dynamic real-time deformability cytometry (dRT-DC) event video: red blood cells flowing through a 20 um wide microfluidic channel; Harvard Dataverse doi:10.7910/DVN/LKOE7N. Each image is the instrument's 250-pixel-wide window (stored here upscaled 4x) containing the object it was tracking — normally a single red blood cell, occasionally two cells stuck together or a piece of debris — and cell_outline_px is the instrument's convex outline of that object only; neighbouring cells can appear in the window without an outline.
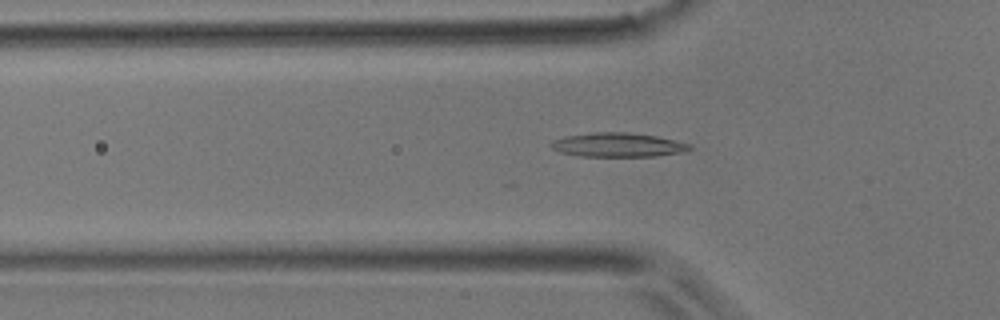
{"species": "common noctule bat (a hibernating species)", "species_latin": "Nyctalus noctula", "temperature_condition": "room temperature", "stored_images_in_passage": 36, "camera_frame_rate_fps": 3000, "um_per_image_px": 0.085, "animal": {"sex": "male", "body_mass_g": 17.9}, "frame": {"image": 1, "passage_image": 6, "time_ms": 1.667, "image_size_px": [1000, 320], "cell_outline_px": [[692, 148], [684, 152], [656, 156], [580, 156], [560, 152], [552, 148], [548, 144], [552, 140], [564, 136], [592, 132], [628, 132], [656, 136], [692, 144]], "centroid_in_image_um": [52.5, 12.31], "position_along_channel_um": 73.3, "area_um2": 19.59}}
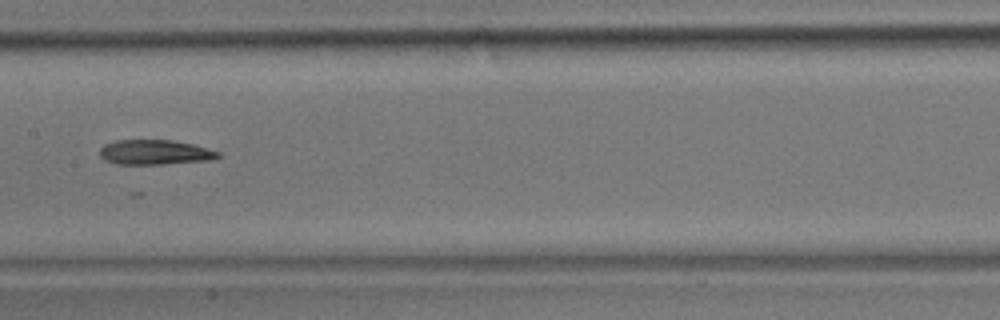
{"frame": {"image": 2, "passage_image": 14, "time_ms": 4.333, "image_size_px": [1000, 320], "cell_outline_px": [[220, 156], [208, 160], [160, 164], [116, 164], [104, 160], [100, 156], [100, 148], [104, 144], [116, 140], [172, 140], [192, 144], [220, 152]], "centroid_in_image_um": [13.11, 12.94], "position_along_channel_um": 194.3, "area_um2": 16.99}}
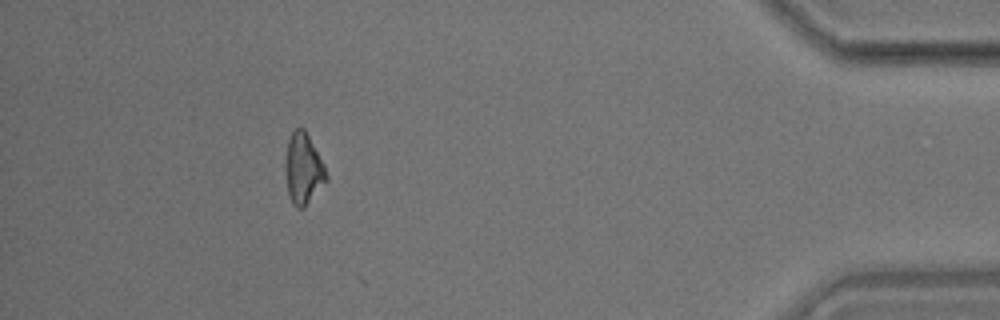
{"frame": {"image": 3, "passage_image": 32, "time_ms": 10.333, "image_size_px": [1000, 320], "cell_outline_px": [[328, 180], [304, 208], [296, 208], [292, 204], [288, 196], [284, 168], [284, 164], [288, 140], [292, 132], [296, 128], [304, 128], [324, 164], [328, 176]], "centroid_in_image_um": [25.77, 14.38], "position_along_channel_um": 409.4, "area_um2": 17.17}}